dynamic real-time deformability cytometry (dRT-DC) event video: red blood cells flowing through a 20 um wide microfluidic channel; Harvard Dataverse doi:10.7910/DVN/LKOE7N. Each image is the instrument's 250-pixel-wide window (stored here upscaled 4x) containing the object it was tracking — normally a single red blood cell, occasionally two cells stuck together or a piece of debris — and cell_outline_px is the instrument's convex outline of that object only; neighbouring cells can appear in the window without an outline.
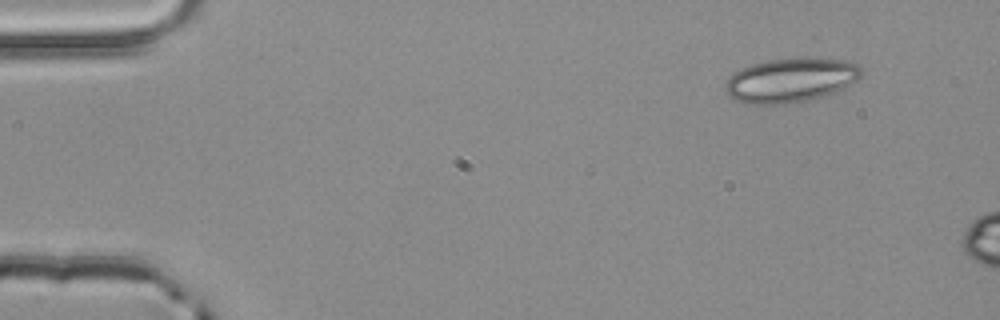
{"species": "common noctule bat (a hibernating species)", "species_latin": "Nyctalus noctula", "temperature_condition": "room temperature", "stored_images_in_passage": 3, "camera_frame_rate_fps": 3000, "um_per_image_px": 0.085, "animal": {"sex": "male", "body_mass_g": 20.4}, "frame": {"image": 1, "passage_image": 1, "time_ms": 0.0, "image_size_px": [1000, 320], "cell_outline_px": [[864, 72], [856, 80], [844, 88], [824, 96], [808, 100], [784, 104], [748, 104], [736, 100], [728, 96], [724, 88], [724, 84], [740, 68], [752, 64], [768, 60], [844, 60], [860, 64], [864, 68]], "centroid_in_image_um": [67.21, 6.85], "position_along_channel_um": 17.8, "area_um2": 34.51}}